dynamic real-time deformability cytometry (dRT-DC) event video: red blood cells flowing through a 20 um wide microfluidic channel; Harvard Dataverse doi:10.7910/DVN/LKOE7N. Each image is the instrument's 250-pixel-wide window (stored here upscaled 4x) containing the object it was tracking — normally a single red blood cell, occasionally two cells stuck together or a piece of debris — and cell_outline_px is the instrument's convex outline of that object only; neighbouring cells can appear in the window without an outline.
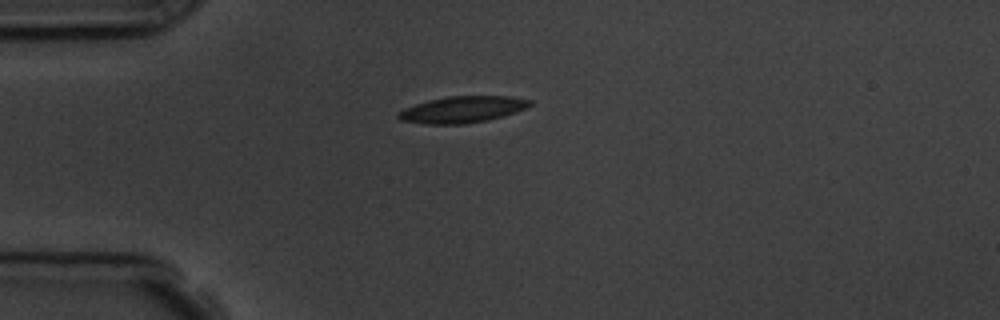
{"species": "common noctule bat (a hibernating species)", "species_latin": "Nyctalus noctula", "temperature_condition": "room temperature", "stored_images_in_passage": 8, "camera_frame_rate_fps": 3000, "um_per_image_px": 0.085, "animal": {"sex": "male", "body_mass_g": 19.5, "forearm_length_mm": 54.6}, "frame": {"image": 1, "passage_image": 1, "time_ms": 0.0, "image_size_px": [1000, 320], "cell_outline_px": [[532, 104], [516, 112], [488, 120], [464, 124], [424, 124], [400, 120], [396, 116], [396, 112], [404, 108], [428, 100], [448, 96], [512, 96], [532, 100]], "centroid_in_image_um": [39.27, 9.31], "position_along_channel_um": 45.7, "area_um2": 20.4}}